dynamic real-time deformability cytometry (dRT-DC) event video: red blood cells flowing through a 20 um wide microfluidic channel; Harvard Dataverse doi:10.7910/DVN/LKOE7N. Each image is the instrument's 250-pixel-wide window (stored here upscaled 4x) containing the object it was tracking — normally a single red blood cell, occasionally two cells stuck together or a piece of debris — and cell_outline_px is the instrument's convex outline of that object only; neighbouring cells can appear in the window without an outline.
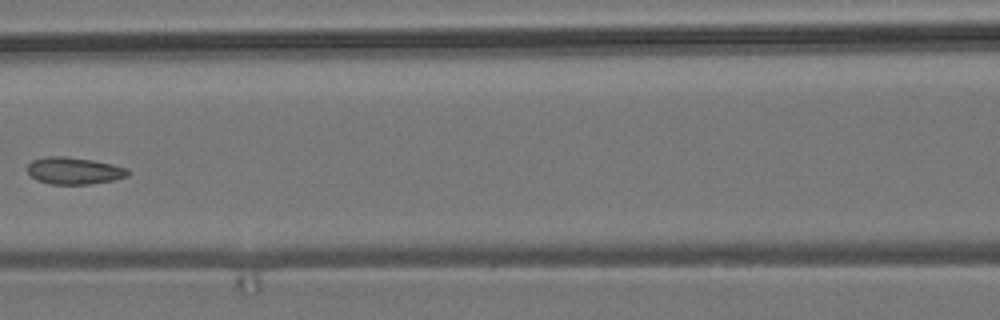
{"species": "common noctule bat (a hibernating species)", "species_latin": "Nyctalus noctula", "temperature_condition": "room temperature", "stored_images_in_passage": 8, "camera_frame_rate_fps": 3000, "um_per_image_px": 0.085, "animal": {"sex": "male", "body_mass_g": 19.2, "forearm_length_mm": 51.8}, "frame": {"image": 1, "passage_image": 7, "time_ms": 8.0, "image_size_px": [1000, 320], "cell_outline_px": [[128, 176], [112, 180], [88, 184], [52, 184], [36, 180], [28, 172], [28, 164], [32, 160], [48, 156], [64, 156], [92, 160], [112, 164], [128, 168]], "centroid_in_image_um": [6.28, 14.51], "position_along_channel_um": 160.3, "area_um2": 15.66}}
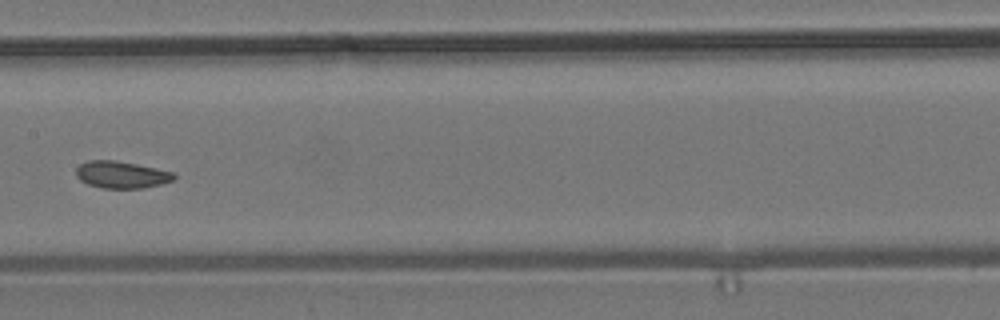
{"frame": {"image": 2, "passage_image": 8, "time_ms": 9.0, "image_size_px": [1000, 320], "cell_outline_px": [[176, 176], [172, 180], [160, 184], [144, 188], [100, 188], [88, 184], [80, 180], [76, 176], [76, 168], [80, 164], [88, 160], [112, 160], [136, 164], [156, 168], [172, 172]], "centroid_in_image_um": [10.28, 14.85], "position_along_channel_um": 197.1, "area_um2": 15.32}}